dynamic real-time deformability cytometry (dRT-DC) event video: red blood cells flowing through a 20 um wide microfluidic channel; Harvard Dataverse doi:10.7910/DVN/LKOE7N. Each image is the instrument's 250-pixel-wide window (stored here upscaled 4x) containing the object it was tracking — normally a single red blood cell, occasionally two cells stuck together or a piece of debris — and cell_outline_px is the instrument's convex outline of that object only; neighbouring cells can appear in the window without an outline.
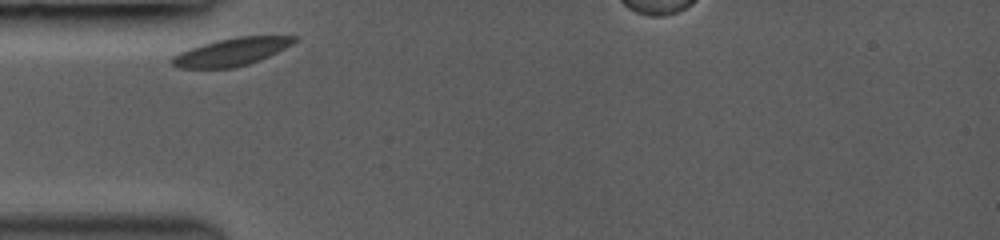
{"species": "common noctule bat (a hibernating species)", "species_latin": "Nyctalus noctula", "temperature_condition": "room temperature", "stored_images_in_passage": 26, "camera_frame_rate_fps": 3000, "um_per_image_px": 0.085, "animal": {"sex": "female", "body_mass_g": 19.0, "forearm_length_mm": 53.3}, "frame": {"image": 1, "passage_image": 1, "time_ms": 0.0, "image_size_px": [1000, 240], "cell_outline_px": [[300, 36], [292, 44], [268, 56], [248, 64], [232, 68], [180, 68], [172, 64], [172, 56], [180, 52], [216, 40], [236, 36]], "centroid_in_image_um": [19.68, 4.4], "position_along_channel_um": 65.3, "area_um2": 19.42}}
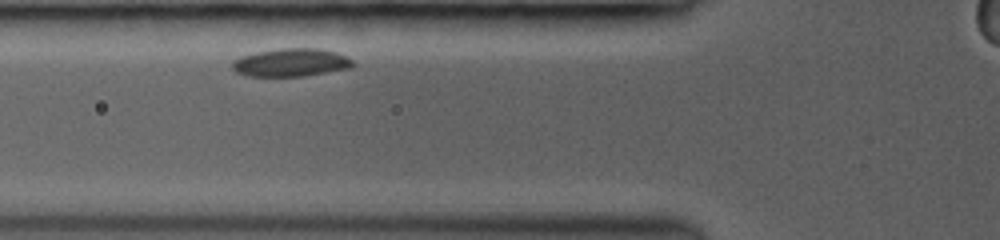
{"frame": {"image": 2, "passage_image": 8, "time_ms": 1.0, "image_size_px": [1000, 240], "cell_outline_px": [[356, 64], [352, 68], [304, 76], [248, 76], [236, 72], [232, 68], [232, 64], [240, 56], [256, 52], [280, 48], [324, 48], [336, 52], [352, 60]], "centroid_in_image_um": [24.77, 5.31], "position_along_channel_um": 101.0, "area_um2": 19.83}}
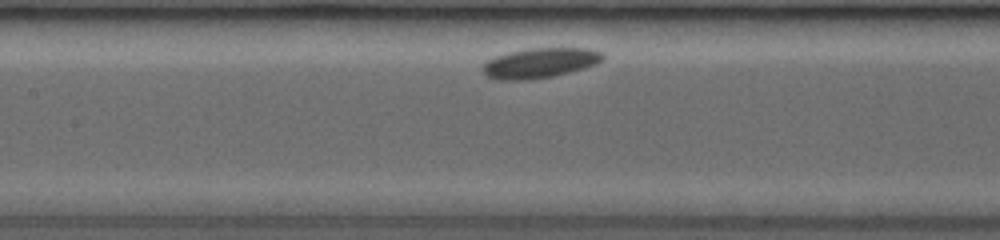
{"frame": {"image": 3, "passage_image": 20, "time_ms": 2.667, "image_size_px": [1000, 240], "cell_outline_px": [[604, 60], [596, 64], [584, 68], [552, 76], [528, 80], [500, 80], [488, 76], [480, 68], [488, 60], [496, 56], [508, 52], [528, 48], [592, 48], [604, 52]], "centroid_in_image_um": [45.93, 5.34], "position_along_channel_um": 161.5, "area_um2": 21.1}}